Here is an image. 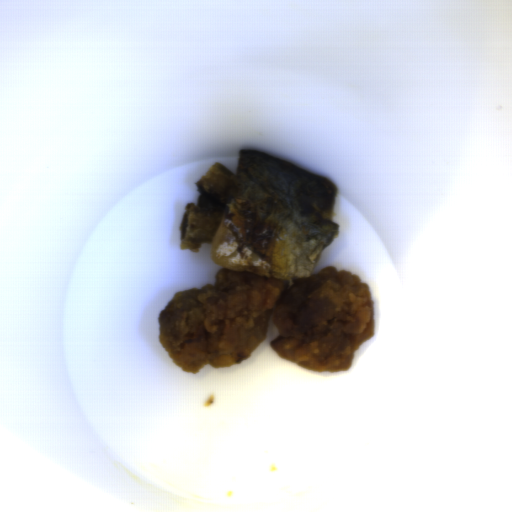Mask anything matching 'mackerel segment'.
Segmentation results:
<instances>
[{"label": "mackerel segment", "instance_id": "obj_1", "mask_svg": "<svg viewBox=\"0 0 512 512\" xmlns=\"http://www.w3.org/2000/svg\"><path fill=\"white\" fill-rule=\"evenodd\" d=\"M197 203L185 204L180 248L210 243L214 264L281 278L288 285L314 275L336 238V185L290 162L241 149L235 173L213 162L194 183Z\"/></svg>", "mask_w": 512, "mask_h": 512}]
</instances>
